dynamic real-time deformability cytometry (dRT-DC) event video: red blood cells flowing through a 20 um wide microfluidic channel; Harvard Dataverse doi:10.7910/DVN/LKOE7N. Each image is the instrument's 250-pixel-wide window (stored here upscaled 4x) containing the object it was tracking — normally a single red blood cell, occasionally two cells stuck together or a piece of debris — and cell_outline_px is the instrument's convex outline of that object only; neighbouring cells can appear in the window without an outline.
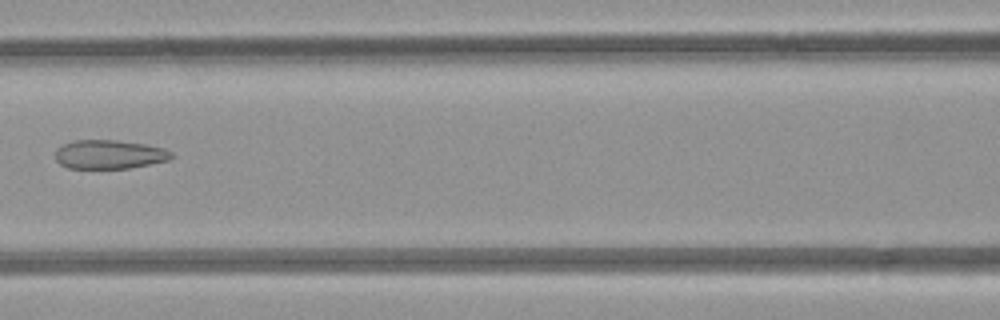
{"species": "common noctule bat (a hibernating species)", "species_latin": "Nyctalus noctula", "temperature_condition": "room temperature", "stored_images_in_passage": 6, "camera_frame_rate_fps": 3000, "um_per_image_px": 0.085, "animal": {"sex": "female", "body_mass_g": 21.9}, "frame": {"image": 1, "passage_image": 6, "time_ms": 5.667, "image_size_px": [1000, 320], "cell_outline_px": [[176, 156], [168, 160], [128, 168], [68, 168], [60, 164], [56, 160], [56, 148], [64, 144], [76, 140], [116, 140], [144, 144], [164, 148], [172, 152]], "centroid_in_image_um": [9.3, 13.12], "position_along_channel_um": 157.3, "area_um2": 19.48}}